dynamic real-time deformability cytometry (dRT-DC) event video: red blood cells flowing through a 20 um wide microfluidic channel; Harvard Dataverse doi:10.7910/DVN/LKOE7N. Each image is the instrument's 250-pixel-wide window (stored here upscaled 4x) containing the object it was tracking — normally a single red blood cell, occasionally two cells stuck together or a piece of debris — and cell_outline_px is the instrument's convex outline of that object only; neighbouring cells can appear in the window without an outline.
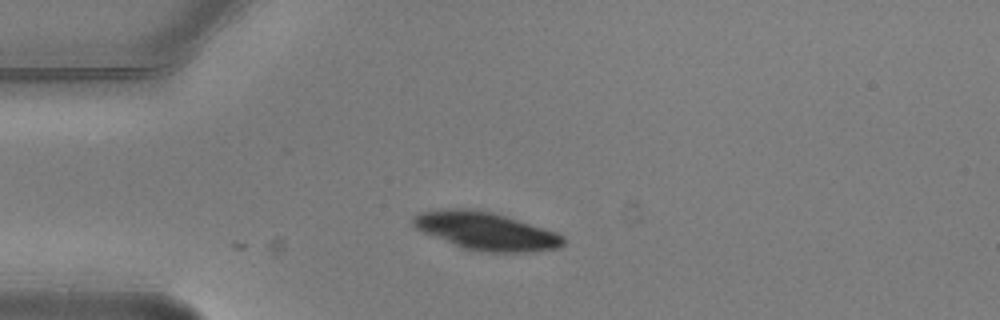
{"species": "common noctule bat (a hibernating species)", "species_latin": "Nyctalus noctula", "temperature_condition": "warm", "stored_images_in_passage": 3, "camera_frame_rate_fps": 3000, "um_per_image_px": 0.085, "animal": {"sex": "male", "body_mass_g": 20.5, "forearm_length_mm": 52.5}, "frame": {"image": 1, "passage_image": 3, "time_ms": 0.667, "image_size_px": [1000, 320], "cell_outline_px": [[564, 244], [560, 248], [532, 252], [488, 252], [460, 248], [424, 232], [416, 228], [412, 224], [412, 216], [420, 212], [452, 208], [468, 208], [492, 212], [556, 232], [564, 236]], "centroid_in_image_um": [41.3, 19.65], "position_along_channel_um": 43.7, "area_um2": 33.06}}